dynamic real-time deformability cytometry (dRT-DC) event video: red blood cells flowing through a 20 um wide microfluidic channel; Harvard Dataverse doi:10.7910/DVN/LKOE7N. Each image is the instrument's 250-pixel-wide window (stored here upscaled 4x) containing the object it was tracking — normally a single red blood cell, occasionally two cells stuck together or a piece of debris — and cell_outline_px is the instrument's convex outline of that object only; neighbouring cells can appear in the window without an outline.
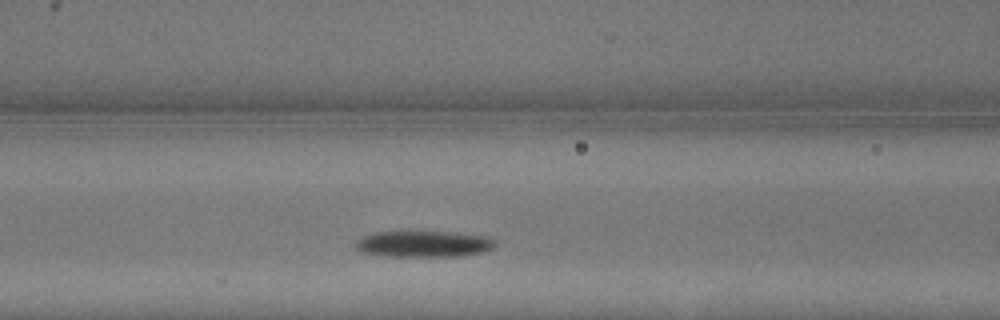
{"species": "common noctule bat (a hibernating species)", "species_latin": "Nyctalus noctula", "temperature_condition": "warm", "stored_images_in_passage": 10, "camera_frame_rate_fps": 3000, "um_per_image_px": 0.085, "animal": {"sex": "male", "body_mass_g": 13.3}, "frame": {"image": 1, "passage_image": 5, "time_ms": 1.333, "image_size_px": [1000, 320], "cell_outline_px": [[496, 244], [492, 248], [480, 252], [456, 256], [388, 256], [360, 252], [356, 248], [356, 240], [360, 236], [376, 232], [456, 232], [488, 236], [496, 240]], "centroid_in_image_um": [36.0, 20.72], "position_along_channel_um": 130.6, "area_um2": 21.33}}
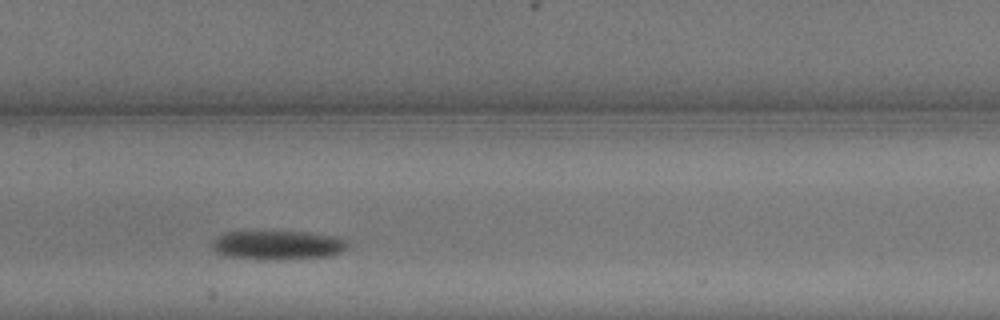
{"frame": {"image": 2, "passage_image": 7, "time_ms": 2.0, "image_size_px": [1000, 320], "cell_outline_px": [[348, 244], [340, 252], [328, 256], [224, 256], [216, 252], [212, 248], [212, 240], [216, 236], [224, 232], [252, 228], [260, 228], [308, 232], [340, 236], [348, 240]], "centroid_in_image_um": [23.54, 20.68], "position_along_channel_um": 183.9, "area_um2": 22.89}}
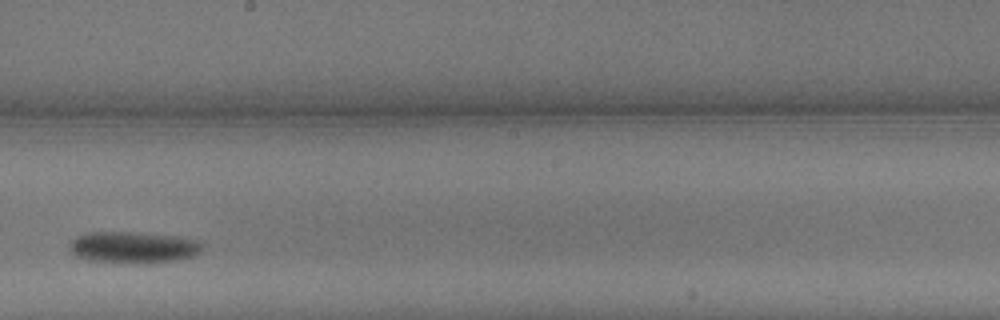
{"frame": {"image": 3, "passage_image": 9, "time_ms": 2.667, "image_size_px": [1000, 320], "cell_outline_px": [[204, 244], [200, 252], [192, 256], [172, 260], [92, 260], [76, 256], [68, 248], [72, 240], [76, 236], [88, 232], [132, 232], [176, 236], [200, 240]], "centroid_in_image_um": [11.33, 20.95], "position_along_channel_um": 236.9, "area_um2": 23.18}}